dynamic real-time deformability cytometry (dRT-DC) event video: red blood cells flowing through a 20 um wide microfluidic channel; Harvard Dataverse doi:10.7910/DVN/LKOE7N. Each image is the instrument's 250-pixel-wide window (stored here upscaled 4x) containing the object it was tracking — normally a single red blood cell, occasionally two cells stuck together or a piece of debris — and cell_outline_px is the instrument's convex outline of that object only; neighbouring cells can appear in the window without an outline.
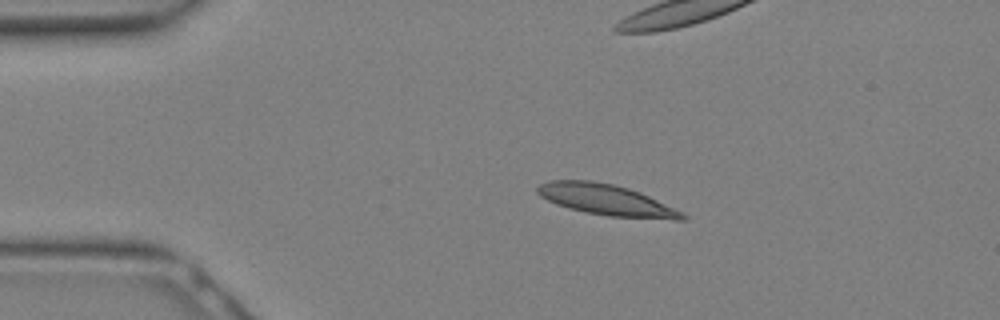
{"species": "Egyptian fruit bat (a non-hibernating species)", "species_latin": "Rousettus aegyptiacus", "temperature_condition": "warm", "stored_images_in_passage": 11, "camera_frame_rate_fps": 3000, "um_per_image_px": 0.085, "animal": {"sex": "female"}, "frame": {"image": 1, "passage_image": 5, "time_ms": 1.333, "image_size_px": [1000, 320], "cell_outline_px": [[688, 216], [684, 220], [676, 220], [608, 216], [584, 212], [568, 208], [556, 204], [540, 196], [536, 192], [536, 188], [540, 184], [548, 180], [592, 180], [612, 184], [628, 188], [640, 192], [684, 212]], "centroid_in_image_um": [51.55, 16.99], "position_along_channel_um": 33.4, "area_um2": 26.3}}
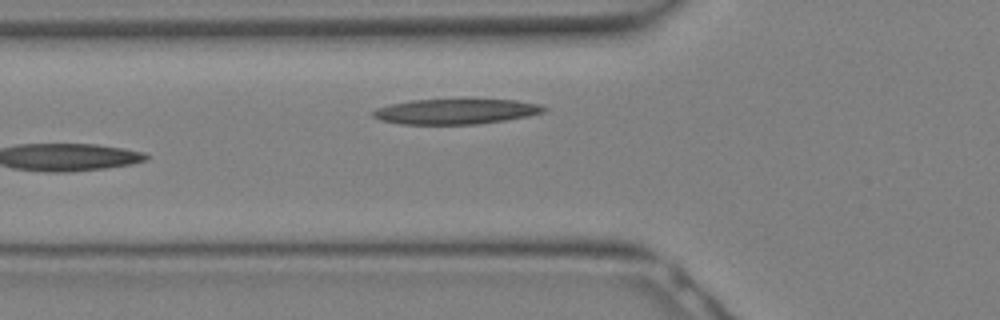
{"frame": {"image": 2, "passage_image": 11, "time_ms": 3.333, "image_size_px": [1000, 320], "cell_outline_px": [[548, 108], [544, 112], [528, 116], [504, 120], [476, 124], [400, 124], [380, 120], [372, 116], [372, 112], [376, 108], [392, 104], [412, 100], [516, 100], [540, 104]], "centroid_in_image_um": [38.74, 9.48], "position_along_channel_um": 87.1, "area_um2": 24.91}}